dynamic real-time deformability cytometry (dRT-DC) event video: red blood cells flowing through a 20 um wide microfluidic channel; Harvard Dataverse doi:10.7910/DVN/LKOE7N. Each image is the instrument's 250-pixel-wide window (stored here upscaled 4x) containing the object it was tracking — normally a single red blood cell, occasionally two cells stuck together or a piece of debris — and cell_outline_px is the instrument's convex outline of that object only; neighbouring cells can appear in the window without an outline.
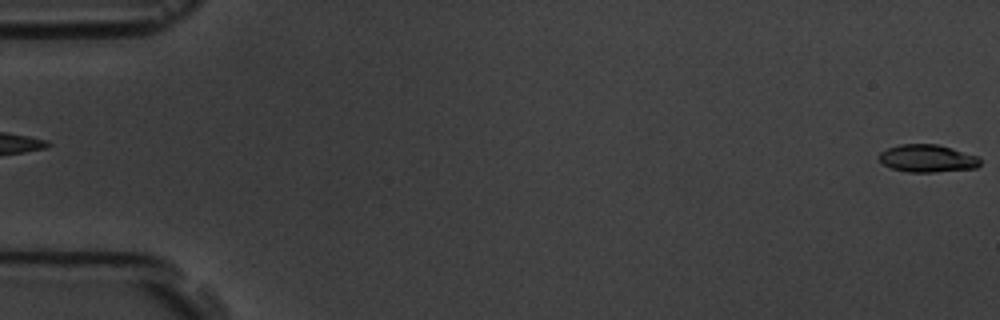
{"species": "common noctule bat (a hibernating species)", "species_latin": "Nyctalus noctula", "temperature_condition": "room temperature", "stored_images_in_passage": 5, "camera_frame_rate_fps": 3000, "um_per_image_px": 0.085, "animal": {"sex": "male", "body_mass_g": 19.5, "forearm_length_mm": 54.6}, "frame": {"image": 1, "passage_image": 5, "time_ms": 5.667, "image_size_px": [1000, 320], "cell_outline_px": [[980, 164], [976, 168], [936, 172], [908, 172], [892, 168], [884, 164], [880, 160], [880, 152], [888, 148], [900, 144], [936, 144], [952, 148], [980, 156]], "centroid_in_image_um": [78.87, 13.46], "position_along_channel_um": 6.1, "area_um2": 16.24}}